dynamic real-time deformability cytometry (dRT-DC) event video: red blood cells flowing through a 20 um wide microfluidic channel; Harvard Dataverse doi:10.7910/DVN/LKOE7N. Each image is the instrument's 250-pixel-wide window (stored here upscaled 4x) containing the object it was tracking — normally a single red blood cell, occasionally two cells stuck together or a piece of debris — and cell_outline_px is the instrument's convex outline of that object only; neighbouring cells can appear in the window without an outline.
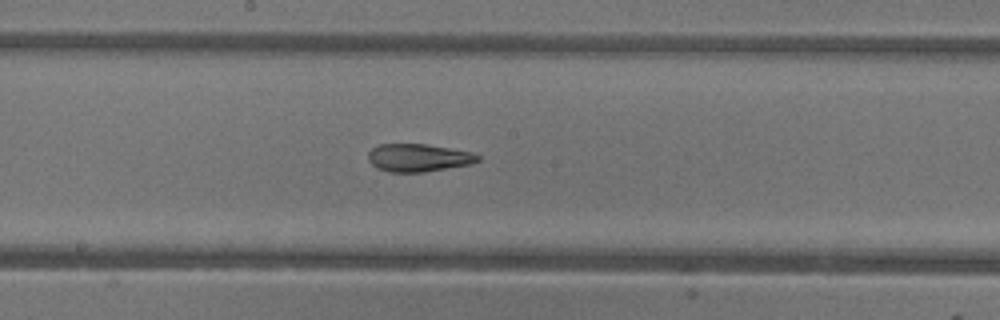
{"species": "common noctule bat (a hibernating species)", "species_latin": "Nyctalus noctula", "temperature_condition": "warm", "stored_images_in_passage": 6, "camera_frame_rate_fps": 3000, "um_per_image_px": 0.085, "animal": {"sex": "female"}, "frame": {"image": 1, "passage_image": 6, "time_ms": 6.0, "image_size_px": [1000, 320], "cell_outline_px": [[480, 160], [472, 164], [424, 172], [388, 172], [376, 168], [368, 160], [368, 152], [372, 148], [380, 144], [428, 144], [472, 152], [480, 156]], "centroid_in_image_um": [35.57, 13.41], "position_along_channel_um": 212.6, "area_um2": 17.92}}